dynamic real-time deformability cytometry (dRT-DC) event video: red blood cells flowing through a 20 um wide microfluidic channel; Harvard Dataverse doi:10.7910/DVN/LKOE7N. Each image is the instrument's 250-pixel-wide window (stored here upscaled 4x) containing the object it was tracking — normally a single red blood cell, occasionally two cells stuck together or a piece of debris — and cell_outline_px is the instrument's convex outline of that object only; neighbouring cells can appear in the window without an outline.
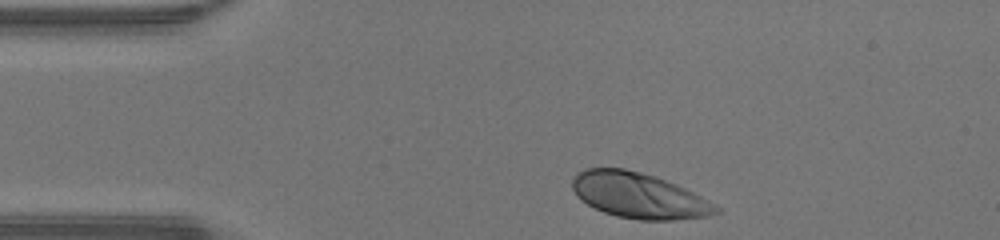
{"species": "human", "species_latin": "Homo sapiens", "temperature_condition": "warm", "stored_images_in_passage": 30, "camera_frame_rate_fps": 3000, "um_per_image_px": 0.085, "donor": {"sex": "male"}, "frame": {"image": 1, "passage_image": 1, "time_ms": 0.0, "image_size_px": [1000, 240], "cell_outline_px": [[720, 212], [708, 216], [672, 220], [640, 220], [616, 216], [604, 212], [588, 204], [576, 196], [572, 188], [572, 180], [576, 172], [584, 168], [624, 168], [656, 176], [676, 184], [708, 200], [720, 208]], "centroid_in_image_um": [54.28, 16.61], "position_along_channel_um": 30.7, "area_um2": 38.09}}
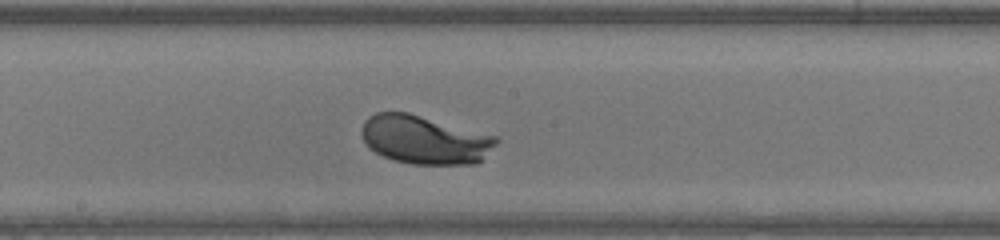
{"frame": {"image": 2, "passage_image": 17, "time_ms": 5.333, "image_size_px": [1000, 240], "cell_outline_px": [[500, 140], [476, 164], [412, 164], [392, 160], [376, 152], [364, 140], [360, 132], [364, 120], [368, 116], [376, 112], [408, 112], [496, 136]], "centroid_in_image_um": [36.07, 11.87], "position_along_channel_um": 212.1, "area_um2": 37.86}}
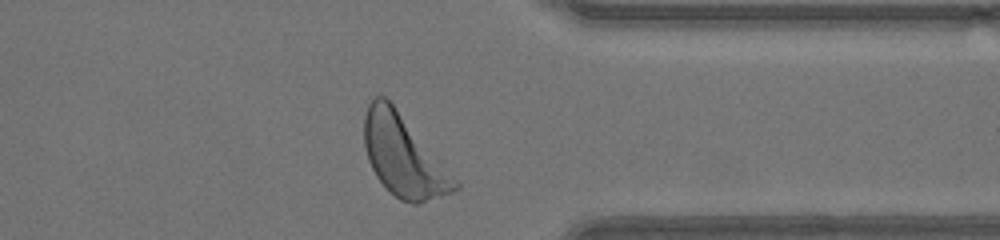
{"frame": {"image": 3, "passage_image": 29, "time_ms": 9.333, "image_size_px": [1000, 240], "cell_outline_px": [[460, 188], [452, 192], [416, 204], [412, 204], [400, 200], [376, 176], [368, 160], [364, 144], [364, 116], [368, 104], [376, 96], [384, 96], [392, 104], [460, 184]], "centroid_in_image_um": [34.26, 13.27], "position_along_channel_um": 377.1, "area_um2": 41.56}, "authors_computed_cell_mechanics": {"area_um2": 37.4833, "velocity_mm_per_s": 4.3247, "shape_relaxation_time_tau1_ms": 1.4424, "shape_relaxation_time_tau2_ms": null, "deformation_change_tau1": 0.136, "deformation_change_tau2": null}}